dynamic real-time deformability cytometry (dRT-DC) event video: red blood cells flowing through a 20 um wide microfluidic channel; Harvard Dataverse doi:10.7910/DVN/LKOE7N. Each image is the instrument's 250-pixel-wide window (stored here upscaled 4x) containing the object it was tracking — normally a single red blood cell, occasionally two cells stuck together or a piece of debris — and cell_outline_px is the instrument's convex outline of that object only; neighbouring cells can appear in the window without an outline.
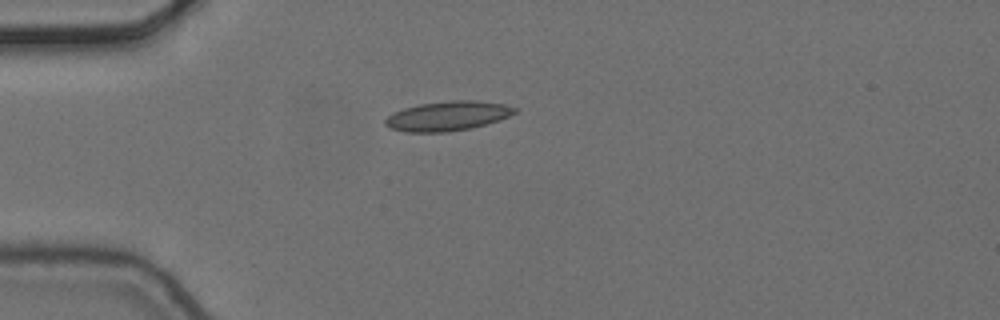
{"species": "common noctule bat (a hibernating species)", "species_latin": "Nyctalus noctula", "temperature_condition": "cold", "stored_images_in_passage": 3, "camera_frame_rate_fps": 3000, "um_per_image_px": 0.085, "animal": {"sex": "female", "body_mass_g": 24.6, "forearm_length_mm": 56.2}, "frame": {"image": 1, "passage_image": 1, "time_ms": 0.0, "image_size_px": [1000, 320], "cell_outline_px": [[520, 108], [516, 112], [500, 120], [472, 128], [448, 132], [404, 132], [392, 128], [384, 124], [384, 120], [392, 112], [404, 108], [420, 104], [452, 100], [476, 100], [504, 104]], "centroid_in_image_um": [38.07, 9.86], "position_along_channel_um": 46.9, "area_um2": 22.43}}
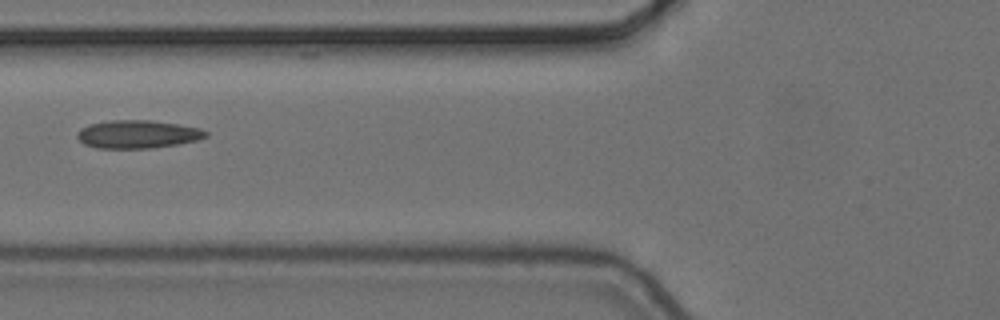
{"frame": {"image": 2, "passage_image": 3, "time_ms": 0.667, "image_size_px": [1000, 320], "cell_outline_px": [[208, 136], [196, 140], [176, 144], [152, 148], [96, 148], [84, 144], [76, 136], [76, 132], [80, 128], [88, 124], [108, 120], [152, 120], [200, 128], [208, 132]], "centroid_in_image_um": [11.65, 11.4], "position_along_channel_um": 114.1, "area_um2": 21.1}}